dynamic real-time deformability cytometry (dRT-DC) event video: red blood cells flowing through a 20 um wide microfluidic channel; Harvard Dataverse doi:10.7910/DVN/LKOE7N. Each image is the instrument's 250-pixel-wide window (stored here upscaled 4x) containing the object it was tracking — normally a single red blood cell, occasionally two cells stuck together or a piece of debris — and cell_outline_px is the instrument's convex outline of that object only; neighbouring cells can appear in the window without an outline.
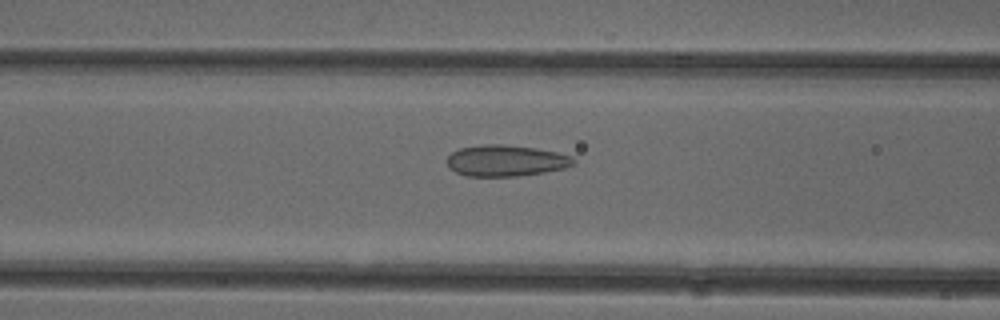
{"species": "common noctule bat (a hibernating species)", "species_latin": "Nyctalus noctula", "temperature_condition": "cold", "stored_images_in_passage": 38, "camera_frame_rate_fps": 3000, "um_per_image_px": 0.085, "animal": {"sex": "female"}, "frame": {"image": 1, "passage_image": 10, "time_ms": 3.0, "image_size_px": [1000, 320], "cell_outline_px": [[576, 164], [564, 168], [544, 172], [516, 176], [464, 176], [448, 168], [448, 156], [452, 152], [460, 148], [484, 144], [500, 144], [536, 148], [556, 152], [572, 156], [576, 160]], "centroid_in_image_um": [43.0, 13.66], "position_along_channel_um": 123.6, "area_um2": 23.06}}
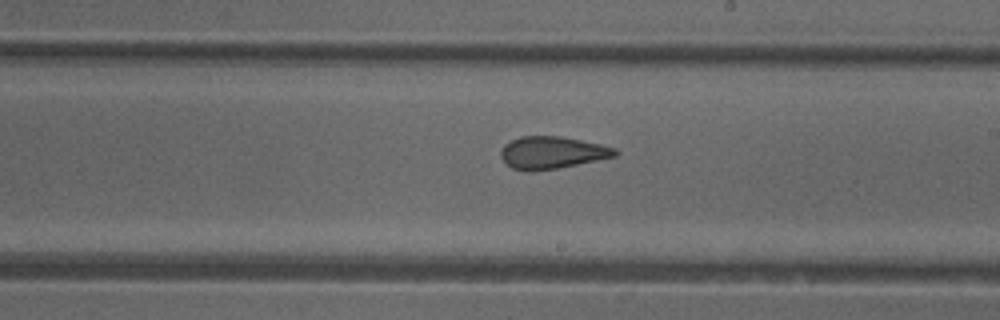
{"frame": {"image": 2, "passage_image": 19, "time_ms": 6.0, "image_size_px": [1000, 320], "cell_outline_px": [[620, 152], [616, 156], [556, 168], [532, 172], [512, 168], [500, 156], [500, 152], [504, 144], [520, 136], [560, 136], [600, 144], [616, 148]], "centroid_in_image_um": [46.92, 12.96], "position_along_channel_um": 242.1, "area_um2": 21.33}}
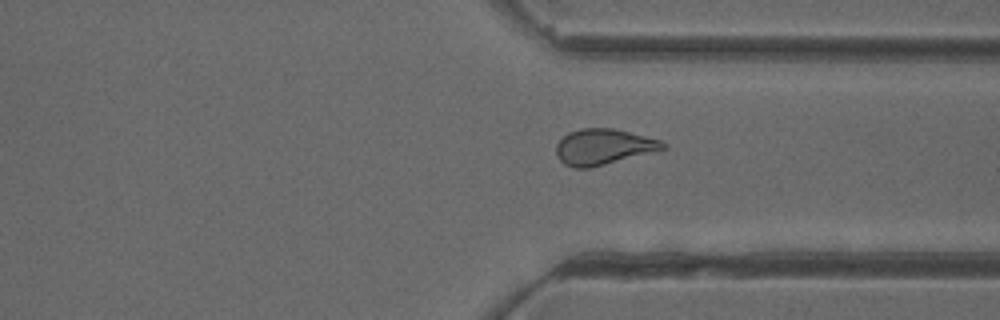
{"frame": {"image": 3, "passage_image": 28, "time_ms": 9.0, "image_size_px": [1000, 320], "cell_outline_px": [[668, 148], [588, 168], [572, 168], [564, 164], [556, 156], [556, 144], [568, 132], [580, 128], [612, 128], [660, 140], [668, 144]], "centroid_in_image_um": [51.26, 12.48], "position_along_channel_um": 360.1, "area_um2": 22.08}}